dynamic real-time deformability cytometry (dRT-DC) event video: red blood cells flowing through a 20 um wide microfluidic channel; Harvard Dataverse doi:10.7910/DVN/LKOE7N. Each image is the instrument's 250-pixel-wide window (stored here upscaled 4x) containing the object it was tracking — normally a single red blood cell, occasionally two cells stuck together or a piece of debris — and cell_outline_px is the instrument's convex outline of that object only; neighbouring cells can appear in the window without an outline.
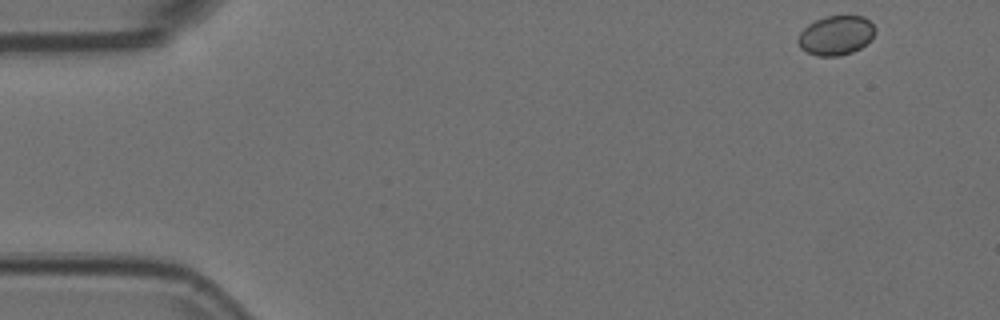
{"species": "Egyptian fruit bat (a non-hibernating species)", "species_latin": "Rousettus aegyptiacus", "temperature_condition": "room temperature", "stored_images_in_passage": 46, "camera_frame_rate_fps": 3000, "um_per_image_px": 0.085, "animal": {"sex": "female"}, "frame": {"image": 1, "passage_image": 1, "time_ms": 0.0, "image_size_px": [1000, 320], "cell_outline_px": [[876, 32], [872, 40], [860, 48], [852, 52], [840, 56], [816, 56], [800, 48], [796, 40], [800, 32], [808, 24], [816, 20], [828, 16], [864, 16], [876, 28]], "centroid_in_image_um": [71.07, 3.02], "position_along_channel_um": 13.9, "area_um2": 17.86}}
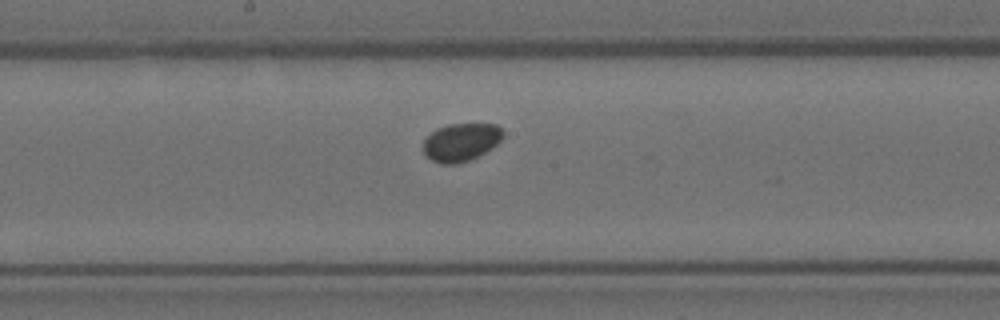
{"frame": {"image": 2, "passage_image": 26, "time_ms": 8.333, "image_size_px": [1000, 320], "cell_outline_px": [[504, 136], [496, 144], [484, 152], [468, 160], [456, 164], [440, 164], [432, 160], [424, 152], [424, 140], [436, 128], [448, 124], [496, 124], [504, 132]], "centroid_in_image_um": [39.18, 12.07], "position_along_channel_um": 209.0, "area_um2": 17.4}}
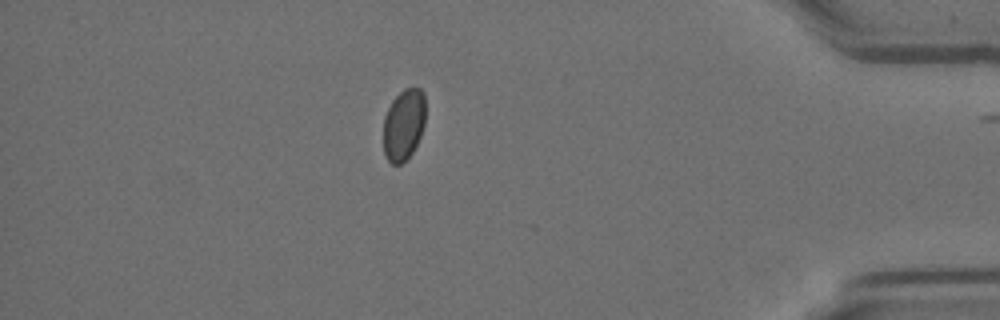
{"frame": {"image": 3, "passage_image": 45, "time_ms": 14.667, "image_size_px": [1000, 320], "cell_outline_px": [[424, 124], [420, 136], [412, 152], [400, 164], [392, 164], [388, 160], [384, 152], [384, 116], [392, 100], [404, 88], [420, 88], [424, 92]], "centroid_in_image_um": [34.31, 10.57], "position_along_channel_um": 400.9, "area_um2": 17.28}}